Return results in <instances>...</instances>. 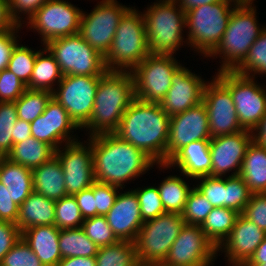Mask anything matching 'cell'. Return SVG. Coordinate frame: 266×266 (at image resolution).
<instances>
[{"label": "cell", "instance_id": "5", "mask_svg": "<svg viewBox=\"0 0 266 266\" xmlns=\"http://www.w3.org/2000/svg\"><path fill=\"white\" fill-rule=\"evenodd\" d=\"M142 12L150 54H176L186 42V14L175 0H156ZM186 40V41H183Z\"/></svg>", "mask_w": 266, "mask_h": 266}, {"label": "cell", "instance_id": "1", "mask_svg": "<svg viewBox=\"0 0 266 266\" xmlns=\"http://www.w3.org/2000/svg\"><path fill=\"white\" fill-rule=\"evenodd\" d=\"M90 145L95 181L122 190L127 181L139 178L156 164L142 150L120 139L114 133L90 136Z\"/></svg>", "mask_w": 266, "mask_h": 266}, {"label": "cell", "instance_id": "13", "mask_svg": "<svg viewBox=\"0 0 266 266\" xmlns=\"http://www.w3.org/2000/svg\"><path fill=\"white\" fill-rule=\"evenodd\" d=\"M117 0H102L88 14L82 11L79 35L103 56L109 51L116 28L129 9Z\"/></svg>", "mask_w": 266, "mask_h": 266}, {"label": "cell", "instance_id": "27", "mask_svg": "<svg viewBox=\"0 0 266 266\" xmlns=\"http://www.w3.org/2000/svg\"><path fill=\"white\" fill-rule=\"evenodd\" d=\"M0 182L7 187L12 201L20 206L33 192L32 169L1 157Z\"/></svg>", "mask_w": 266, "mask_h": 266}, {"label": "cell", "instance_id": "50", "mask_svg": "<svg viewBox=\"0 0 266 266\" xmlns=\"http://www.w3.org/2000/svg\"><path fill=\"white\" fill-rule=\"evenodd\" d=\"M46 1L47 0H9L10 15L17 25L22 26L26 21L24 22L22 19L23 17H20L22 16L21 14H26L28 21Z\"/></svg>", "mask_w": 266, "mask_h": 266}, {"label": "cell", "instance_id": "54", "mask_svg": "<svg viewBox=\"0 0 266 266\" xmlns=\"http://www.w3.org/2000/svg\"><path fill=\"white\" fill-rule=\"evenodd\" d=\"M77 204L80 208L81 215L84 219L97 216L95 207V197L93 193V184L91 187L74 194Z\"/></svg>", "mask_w": 266, "mask_h": 266}, {"label": "cell", "instance_id": "22", "mask_svg": "<svg viewBox=\"0 0 266 266\" xmlns=\"http://www.w3.org/2000/svg\"><path fill=\"white\" fill-rule=\"evenodd\" d=\"M207 81L181 66L173 76L172 85L160 102L162 109L171 117L202 102Z\"/></svg>", "mask_w": 266, "mask_h": 266}, {"label": "cell", "instance_id": "52", "mask_svg": "<svg viewBox=\"0 0 266 266\" xmlns=\"http://www.w3.org/2000/svg\"><path fill=\"white\" fill-rule=\"evenodd\" d=\"M21 27L22 26L18 25L15 29L0 34V72L8 67L13 49L19 42V40H17V37H19L17 33L20 31Z\"/></svg>", "mask_w": 266, "mask_h": 266}, {"label": "cell", "instance_id": "3", "mask_svg": "<svg viewBox=\"0 0 266 266\" xmlns=\"http://www.w3.org/2000/svg\"><path fill=\"white\" fill-rule=\"evenodd\" d=\"M135 99L134 77L131 71L107 70L99 79L94 108L83 127L90 136L114 133L125 110ZM88 129V130H87Z\"/></svg>", "mask_w": 266, "mask_h": 266}, {"label": "cell", "instance_id": "53", "mask_svg": "<svg viewBox=\"0 0 266 266\" xmlns=\"http://www.w3.org/2000/svg\"><path fill=\"white\" fill-rule=\"evenodd\" d=\"M19 214V205L12 201L7 187L0 182V220L16 224Z\"/></svg>", "mask_w": 266, "mask_h": 266}, {"label": "cell", "instance_id": "60", "mask_svg": "<svg viewBox=\"0 0 266 266\" xmlns=\"http://www.w3.org/2000/svg\"><path fill=\"white\" fill-rule=\"evenodd\" d=\"M266 263V237L259 244L253 256L245 265H259Z\"/></svg>", "mask_w": 266, "mask_h": 266}, {"label": "cell", "instance_id": "41", "mask_svg": "<svg viewBox=\"0 0 266 266\" xmlns=\"http://www.w3.org/2000/svg\"><path fill=\"white\" fill-rule=\"evenodd\" d=\"M213 208L211 203L193 187L181 216L186 224L201 226Z\"/></svg>", "mask_w": 266, "mask_h": 266}, {"label": "cell", "instance_id": "37", "mask_svg": "<svg viewBox=\"0 0 266 266\" xmlns=\"http://www.w3.org/2000/svg\"><path fill=\"white\" fill-rule=\"evenodd\" d=\"M234 71L254 79L256 74L266 75V26L250 47L247 57Z\"/></svg>", "mask_w": 266, "mask_h": 266}, {"label": "cell", "instance_id": "10", "mask_svg": "<svg viewBox=\"0 0 266 266\" xmlns=\"http://www.w3.org/2000/svg\"><path fill=\"white\" fill-rule=\"evenodd\" d=\"M173 54H149L131 72L135 98L160 103L172 85L176 71L182 66Z\"/></svg>", "mask_w": 266, "mask_h": 266}, {"label": "cell", "instance_id": "46", "mask_svg": "<svg viewBox=\"0 0 266 266\" xmlns=\"http://www.w3.org/2000/svg\"><path fill=\"white\" fill-rule=\"evenodd\" d=\"M0 266H44L21 237L3 257Z\"/></svg>", "mask_w": 266, "mask_h": 266}, {"label": "cell", "instance_id": "35", "mask_svg": "<svg viewBox=\"0 0 266 266\" xmlns=\"http://www.w3.org/2000/svg\"><path fill=\"white\" fill-rule=\"evenodd\" d=\"M96 266H139L134 242L118 241L100 247L95 256Z\"/></svg>", "mask_w": 266, "mask_h": 266}, {"label": "cell", "instance_id": "44", "mask_svg": "<svg viewBox=\"0 0 266 266\" xmlns=\"http://www.w3.org/2000/svg\"><path fill=\"white\" fill-rule=\"evenodd\" d=\"M251 194L241 176L226 177V208L234 209L242 214Z\"/></svg>", "mask_w": 266, "mask_h": 266}, {"label": "cell", "instance_id": "4", "mask_svg": "<svg viewBox=\"0 0 266 266\" xmlns=\"http://www.w3.org/2000/svg\"><path fill=\"white\" fill-rule=\"evenodd\" d=\"M253 5V6H252ZM256 6L252 3H239L230 15L221 42L208 56L223 59L218 68L221 71H234L247 57L250 47L265 26L257 21Z\"/></svg>", "mask_w": 266, "mask_h": 266}, {"label": "cell", "instance_id": "45", "mask_svg": "<svg viewBox=\"0 0 266 266\" xmlns=\"http://www.w3.org/2000/svg\"><path fill=\"white\" fill-rule=\"evenodd\" d=\"M199 184L193 185L213 207H226V176H205L197 178Z\"/></svg>", "mask_w": 266, "mask_h": 266}, {"label": "cell", "instance_id": "17", "mask_svg": "<svg viewBox=\"0 0 266 266\" xmlns=\"http://www.w3.org/2000/svg\"><path fill=\"white\" fill-rule=\"evenodd\" d=\"M202 101L208 113L211 138L244 130L229 89L216 76L205 84Z\"/></svg>", "mask_w": 266, "mask_h": 266}, {"label": "cell", "instance_id": "28", "mask_svg": "<svg viewBox=\"0 0 266 266\" xmlns=\"http://www.w3.org/2000/svg\"><path fill=\"white\" fill-rule=\"evenodd\" d=\"M55 201L32 192L19 206L17 227L23 230L42 225H54Z\"/></svg>", "mask_w": 266, "mask_h": 266}, {"label": "cell", "instance_id": "56", "mask_svg": "<svg viewBox=\"0 0 266 266\" xmlns=\"http://www.w3.org/2000/svg\"><path fill=\"white\" fill-rule=\"evenodd\" d=\"M14 127L15 128L12 134L13 144L25 141L32 136L30 122L18 118L14 124Z\"/></svg>", "mask_w": 266, "mask_h": 266}, {"label": "cell", "instance_id": "2", "mask_svg": "<svg viewBox=\"0 0 266 266\" xmlns=\"http://www.w3.org/2000/svg\"><path fill=\"white\" fill-rule=\"evenodd\" d=\"M169 126L170 116L160 103L135 98L114 134L142 150L156 164H166Z\"/></svg>", "mask_w": 266, "mask_h": 266}, {"label": "cell", "instance_id": "58", "mask_svg": "<svg viewBox=\"0 0 266 266\" xmlns=\"http://www.w3.org/2000/svg\"><path fill=\"white\" fill-rule=\"evenodd\" d=\"M185 12L198 6L214 4L217 2H237L235 0H175Z\"/></svg>", "mask_w": 266, "mask_h": 266}, {"label": "cell", "instance_id": "21", "mask_svg": "<svg viewBox=\"0 0 266 266\" xmlns=\"http://www.w3.org/2000/svg\"><path fill=\"white\" fill-rule=\"evenodd\" d=\"M265 237L264 230L240 214L229 236L217 248V252L225 253L229 266H244Z\"/></svg>", "mask_w": 266, "mask_h": 266}, {"label": "cell", "instance_id": "26", "mask_svg": "<svg viewBox=\"0 0 266 266\" xmlns=\"http://www.w3.org/2000/svg\"><path fill=\"white\" fill-rule=\"evenodd\" d=\"M33 192L57 201L67 196L62 165L56 156L32 169Z\"/></svg>", "mask_w": 266, "mask_h": 266}, {"label": "cell", "instance_id": "47", "mask_svg": "<svg viewBox=\"0 0 266 266\" xmlns=\"http://www.w3.org/2000/svg\"><path fill=\"white\" fill-rule=\"evenodd\" d=\"M27 89L14 73L5 69L0 72V102H15Z\"/></svg>", "mask_w": 266, "mask_h": 266}, {"label": "cell", "instance_id": "57", "mask_svg": "<svg viewBox=\"0 0 266 266\" xmlns=\"http://www.w3.org/2000/svg\"><path fill=\"white\" fill-rule=\"evenodd\" d=\"M56 266H96L95 257L62 258Z\"/></svg>", "mask_w": 266, "mask_h": 266}, {"label": "cell", "instance_id": "62", "mask_svg": "<svg viewBox=\"0 0 266 266\" xmlns=\"http://www.w3.org/2000/svg\"><path fill=\"white\" fill-rule=\"evenodd\" d=\"M244 266H266V263H264V264H259V265H244Z\"/></svg>", "mask_w": 266, "mask_h": 266}, {"label": "cell", "instance_id": "7", "mask_svg": "<svg viewBox=\"0 0 266 266\" xmlns=\"http://www.w3.org/2000/svg\"><path fill=\"white\" fill-rule=\"evenodd\" d=\"M239 2H217L185 12L187 45L208 57L221 42L233 9ZM188 26V27H187Z\"/></svg>", "mask_w": 266, "mask_h": 266}, {"label": "cell", "instance_id": "20", "mask_svg": "<svg viewBox=\"0 0 266 266\" xmlns=\"http://www.w3.org/2000/svg\"><path fill=\"white\" fill-rule=\"evenodd\" d=\"M253 140L251 131L242 130L228 135H220L210 139V153L212 159V177L229 175L237 176L240 173L246 150Z\"/></svg>", "mask_w": 266, "mask_h": 266}, {"label": "cell", "instance_id": "55", "mask_svg": "<svg viewBox=\"0 0 266 266\" xmlns=\"http://www.w3.org/2000/svg\"><path fill=\"white\" fill-rule=\"evenodd\" d=\"M17 26L9 12V0H0V34L15 29Z\"/></svg>", "mask_w": 266, "mask_h": 266}, {"label": "cell", "instance_id": "31", "mask_svg": "<svg viewBox=\"0 0 266 266\" xmlns=\"http://www.w3.org/2000/svg\"><path fill=\"white\" fill-rule=\"evenodd\" d=\"M55 156V150L44 142L34 137L13 144L11 151L6 156L10 161L33 169L49 161Z\"/></svg>", "mask_w": 266, "mask_h": 266}, {"label": "cell", "instance_id": "6", "mask_svg": "<svg viewBox=\"0 0 266 266\" xmlns=\"http://www.w3.org/2000/svg\"><path fill=\"white\" fill-rule=\"evenodd\" d=\"M150 54L142 12L130 7L122 16L104 56L109 71H132Z\"/></svg>", "mask_w": 266, "mask_h": 266}, {"label": "cell", "instance_id": "36", "mask_svg": "<svg viewBox=\"0 0 266 266\" xmlns=\"http://www.w3.org/2000/svg\"><path fill=\"white\" fill-rule=\"evenodd\" d=\"M51 98L50 91L26 89L15 101L18 118L31 123L45 111Z\"/></svg>", "mask_w": 266, "mask_h": 266}, {"label": "cell", "instance_id": "8", "mask_svg": "<svg viewBox=\"0 0 266 266\" xmlns=\"http://www.w3.org/2000/svg\"><path fill=\"white\" fill-rule=\"evenodd\" d=\"M185 224L180 213L170 212L145 221L134 241L139 264L159 266Z\"/></svg>", "mask_w": 266, "mask_h": 266}, {"label": "cell", "instance_id": "25", "mask_svg": "<svg viewBox=\"0 0 266 266\" xmlns=\"http://www.w3.org/2000/svg\"><path fill=\"white\" fill-rule=\"evenodd\" d=\"M59 233L55 225L33 226L22 231L21 237L44 266H56L62 259Z\"/></svg>", "mask_w": 266, "mask_h": 266}, {"label": "cell", "instance_id": "29", "mask_svg": "<svg viewBox=\"0 0 266 266\" xmlns=\"http://www.w3.org/2000/svg\"><path fill=\"white\" fill-rule=\"evenodd\" d=\"M239 176L252 194L266 193V149L254 140L246 150Z\"/></svg>", "mask_w": 266, "mask_h": 266}, {"label": "cell", "instance_id": "61", "mask_svg": "<svg viewBox=\"0 0 266 266\" xmlns=\"http://www.w3.org/2000/svg\"><path fill=\"white\" fill-rule=\"evenodd\" d=\"M239 3H253L254 0H235Z\"/></svg>", "mask_w": 266, "mask_h": 266}, {"label": "cell", "instance_id": "49", "mask_svg": "<svg viewBox=\"0 0 266 266\" xmlns=\"http://www.w3.org/2000/svg\"><path fill=\"white\" fill-rule=\"evenodd\" d=\"M242 214L266 232V193L251 194Z\"/></svg>", "mask_w": 266, "mask_h": 266}, {"label": "cell", "instance_id": "23", "mask_svg": "<svg viewBox=\"0 0 266 266\" xmlns=\"http://www.w3.org/2000/svg\"><path fill=\"white\" fill-rule=\"evenodd\" d=\"M119 193L105 215L108 225L119 241L134 242L143 225L138 198L133 190Z\"/></svg>", "mask_w": 266, "mask_h": 266}, {"label": "cell", "instance_id": "9", "mask_svg": "<svg viewBox=\"0 0 266 266\" xmlns=\"http://www.w3.org/2000/svg\"><path fill=\"white\" fill-rule=\"evenodd\" d=\"M64 75L102 76L107 68L104 56L79 34L53 39L45 44Z\"/></svg>", "mask_w": 266, "mask_h": 266}, {"label": "cell", "instance_id": "19", "mask_svg": "<svg viewBox=\"0 0 266 266\" xmlns=\"http://www.w3.org/2000/svg\"><path fill=\"white\" fill-rule=\"evenodd\" d=\"M30 125L32 137L49 144L54 150L60 148L62 143L79 140L75 138L76 134H72L74 129L76 131L80 128L70 118L66 109L53 97L47 103L45 111Z\"/></svg>", "mask_w": 266, "mask_h": 266}, {"label": "cell", "instance_id": "18", "mask_svg": "<svg viewBox=\"0 0 266 266\" xmlns=\"http://www.w3.org/2000/svg\"><path fill=\"white\" fill-rule=\"evenodd\" d=\"M207 109L202 102L170 117L167 161L183 146L199 140H210Z\"/></svg>", "mask_w": 266, "mask_h": 266}, {"label": "cell", "instance_id": "32", "mask_svg": "<svg viewBox=\"0 0 266 266\" xmlns=\"http://www.w3.org/2000/svg\"><path fill=\"white\" fill-rule=\"evenodd\" d=\"M240 215L236 210L226 207H214L201 225L206 237L218 248L229 236Z\"/></svg>", "mask_w": 266, "mask_h": 266}, {"label": "cell", "instance_id": "11", "mask_svg": "<svg viewBox=\"0 0 266 266\" xmlns=\"http://www.w3.org/2000/svg\"><path fill=\"white\" fill-rule=\"evenodd\" d=\"M216 77L229 89L241 127L252 132L266 113L265 87L235 71L217 72Z\"/></svg>", "mask_w": 266, "mask_h": 266}, {"label": "cell", "instance_id": "42", "mask_svg": "<svg viewBox=\"0 0 266 266\" xmlns=\"http://www.w3.org/2000/svg\"><path fill=\"white\" fill-rule=\"evenodd\" d=\"M81 228L85 234L100 248L117 243L119 240L108 225L105 216L84 219Z\"/></svg>", "mask_w": 266, "mask_h": 266}, {"label": "cell", "instance_id": "39", "mask_svg": "<svg viewBox=\"0 0 266 266\" xmlns=\"http://www.w3.org/2000/svg\"><path fill=\"white\" fill-rule=\"evenodd\" d=\"M40 50H32L27 46L19 43L13 49L7 70L14 73L27 86L34 69L36 56Z\"/></svg>", "mask_w": 266, "mask_h": 266}, {"label": "cell", "instance_id": "14", "mask_svg": "<svg viewBox=\"0 0 266 266\" xmlns=\"http://www.w3.org/2000/svg\"><path fill=\"white\" fill-rule=\"evenodd\" d=\"M101 76L64 75L52 97L68 112L80 128L89 122Z\"/></svg>", "mask_w": 266, "mask_h": 266}, {"label": "cell", "instance_id": "33", "mask_svg": "<svg viewBox=\"0 0 266 266\" xmlns=\"http://www.w3.org/2000/svg\"><path fill=\"white\" fill-rule=\"evenodd\" d=\"M58 243L62 258L95 257L99 249L81 227L60 230Z\"/></svg>", "mask_w": 266, "mask_h": 266}, {"label": "cell", "instance_id": "12", "mask_svg": "<svg viewBox=\"0 0 266 266\" xmlns=\"http://www.w3.org/2000/svg\"><path fill=\"white\" fill-rule=\"evenodd\" d=\"M82 9L68 0H47L27 21L41 36L43 46L49 41L79 33Z\"/></svg>", "mask_w": 266, "mask_h": 266}, {"label": "cell", "instance_id": "34", "mask_svg": "<svg viewBox=\"0 0 266 266\" xmlns=\"http://www.w3.org/2000/svg\"><path fill=\"white\" fill-rule=\"evenodd\" d=\"M157 187L165 212L181 214L193 187L177 175L167 176Z\"/></svg>", "mask_w": 266, "mask_h": 266}, {"label": "cell", "instance_id": "51", "mask_svg": "<svg viewBox=\"0 0 266 266\" xmlns=\"http://www.w3.org/2000/svg\"><path fill=\"white\" fill-rule=\"evenodd\" d=\"M22 232L16 224L0 220V263L3 257L21 238Z\"/></svg>", "mask_w": 266, "mask_h": 266}, {"label": "cell", "instance_id": "16", "mask_svg": "<svg viewBox=\"0 0 266 266\" xmlns=\"http://www.w3.org/2000/svg\"><path fill=\"white\" fill-rule=\"evenodd\" d=\"M87 141L84 140L83 143L77 140L55 150V156L61 163L64 172L67 195L81 192L95 182L90 137Z\"/></svg>", "mask_w": 266, "mask_h": 266}, {"label": "cell", "instance_id": "30", "mask_svg": "<svg viewBox=\"0 0 266 266\" xmlns=\"http://www.w3.org/2000/svg\"><path fill=\"white\" fill-rule=\"evenodd\" d=\"M47 54V55H46ZM63 74L53 54L44 45V48L38 52L34 69L27 89L47 90L53 92L55 83L57 85L62 80Z\"/></svg>", "mask_w": 266, "mask_h": 266}, {"label": "cell", "instance_id": "15", "mask_svg": "<svg viewBox=\"0 0 266 266\" xmlns=\"http://www.w3.org/2000/svg\"><path fill=\"white\" fill-rule=\"evenodd\" d=\"M217 254L201 226L185 224L159 266H211Z\"/></svg>", "mask_w": 266, "mask_h": 266}, {"label": "cell", "instance_id": "59", "mask_svg": "<svg viewBox=\"0 0 266 266\" xmlns=\"http://www.w3.org/2000/svg\"><path fill=\"white\" fill-rule=\"evenodd\" d=\"M253 140L266 149V113L258 126L252 131Z\"/></svg>", "mask_w": 266, "mask_h": 266}, {"label": "cell", "instance_id": "38", "mask_svg": "<svg viewBox=\"0 0 266 266\" xmlns=\"http://www.w3.org/2000/svg\"><path fill=\"white\" fill-rule=\"evenodd\" d=\"M84 218L74 195H67L55 201L54 225L60 229L80 228Z\"/></svg>", "mask_w": 266, "mask_h": 266}, {"label": "cell", "instance_id": "48", "mask_svg": "<svg viewBox=\"0 0 266 266\" xmlns=\"http://www.w3.org/2000/svg\"><path fill=\"white\" fill-rule=\"evenodd\" d=\"M119 187L97 182L93 183V193L95 197V207L97 209V216H105L111 207L114 205L117 195L119 194Z\"/></svg>", "mask_w": 266, "mask_h": 266}, {"label": "cell", "instance_id": "24", "mask_svg": "<svg viewBox=\"0 0 266 266\" xmlns=\"http://www.w3.org/2000/svg\"><path fill=\"white\" fill-rule=\"evenodd\" d=\"M158 168H179L182 176L196 180L200 177L210 176L212 159L210 153V140L191 142L179 149L166 164H156Z\"/></svg>", "mask_w": 266, "mask_h": 266}, {"label": "cell", "instance_id": "43", "mask_svg": "<svg viewBox=\"0 0 266 266\" xmlns=\"http://www.w3.org/2000/svg\"><path fill=\"white\" fill-rule=\"evenodd\" d=\"M138 198L143 222L166 213L157 186H146L133 190Z\"/></svg>", "mask_w": 266, "mask_h": 266}, {"label": "cell", "instance_id": "40", "mask_svg": "<svg viewBox=\"0 0 266 266\" xmlns=\"http://www.w3.org/2000/svg\"><path fill=\"white\" fill-rule=\"evenodd\" d=\"M18 120L15 102H0V158L12 149L14 124Z\"/></svg>", "mask_w": 266, "mask_h": 266}]
</instances>
